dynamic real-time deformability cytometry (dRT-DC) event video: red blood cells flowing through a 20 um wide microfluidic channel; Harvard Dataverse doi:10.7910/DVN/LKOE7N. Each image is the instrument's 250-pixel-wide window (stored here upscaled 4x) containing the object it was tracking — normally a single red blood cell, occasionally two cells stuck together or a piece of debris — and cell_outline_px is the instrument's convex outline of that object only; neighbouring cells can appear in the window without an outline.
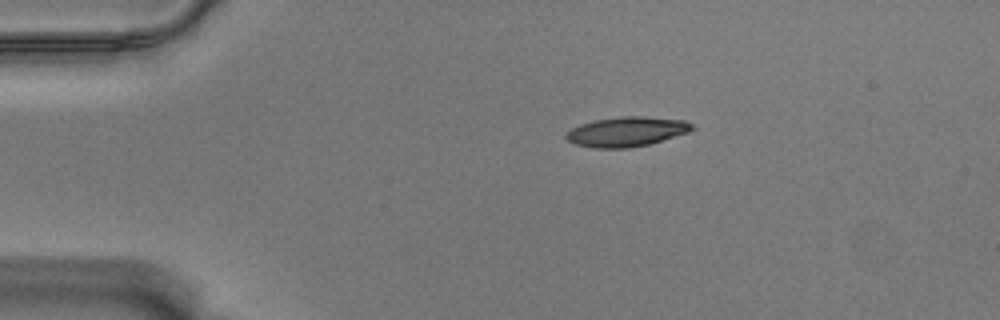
{"species": "Egyptian fruit bat (a non-hibernating species)", "species_latin": "Rousettus aegyptiacus", "temperature_condition": "warm", "stored_images_in_passage": 47, "camera_frame_rate_fps": 3000, "um_per_image_px": 0.085, "animal": {"sex": "male"}, "frame": {"image": 1, "passage_image": 1, "time_ms": 0.0, "image_size_px": [1000, 320], "cell_outline_px": [[696, 128], [688, 132], [648, 144], [628, 148], [596, 148], [576, 144], [568, 140], [564, 136], [572, 128], [580, 124], [596, 120], [624, 116], [644, 116], [684, 120], [692, 124]], "centroid_in_image_um": [53.27, 11.19], "position_along_channel_um": 31.7, "area_um2": 21.56}}
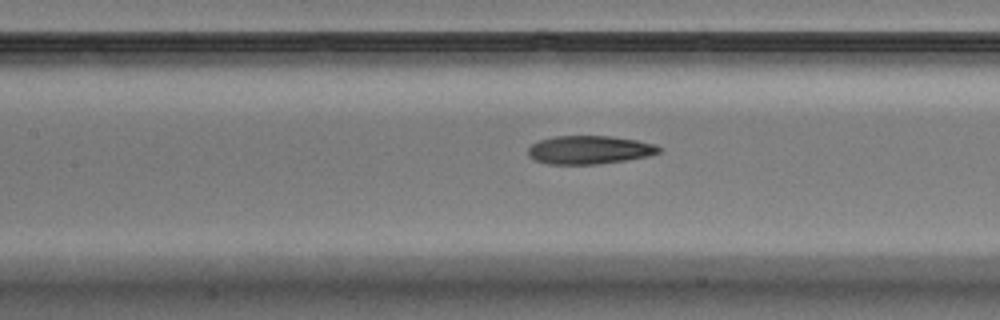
{"frame": {"image": 2, "passage_image": 16, "time_ms": 5.0, "image_size_px": [1000, 320], "cell_outline_px": [[660, 152], [648, 156], [624, 160], [596, 164], [548, 164], [536, 160], [528, 156], [528, 148], [532, 144], [540, 140], [556, 136], [612, 136], [636, 140], [656, 144], [660, 148]], "centroid_in_image_um": [50.09, 12.73], "position_along_channel_um": 157.3, "area_um2": 21.5}}
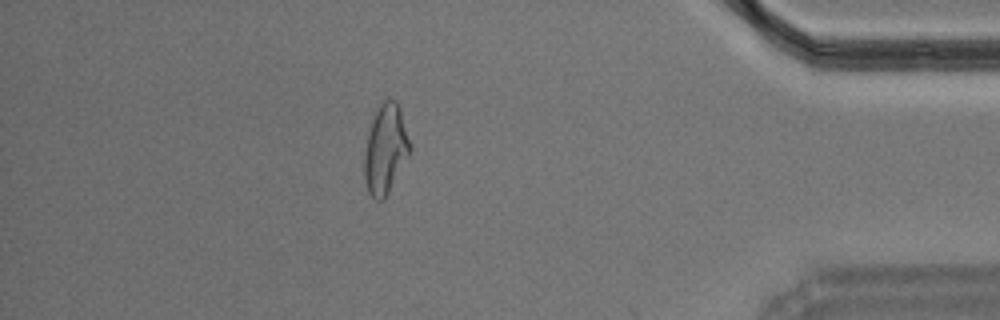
{"frame": {"image": 3, "passage_image": 40, "time_ms": 13.0, "image_size_px": [1000, 320], "cell_outline_px": [[412, 152], [388, 192], [380, 200], [376, 200], [368, 192], [364, 180], [364, 152], [368, 132], [372, 116], [380, 104], [388, 96], [396, 100], [400, 108], [412, 144]], "centroid_in_image_um": [32.78, 12.62], "position_along_channel_um": 402.4, "area_um2": 24.22}, "authors_computed_cell_mechanics": {"area_um2": 22.253, "velocity_mm_per_s": 3.5427, "shape_relaxation_time_tau1_ms": null, "shape_relaxation_time_tau2_ms": 4.0645, "deformation_change_tau1": null, "deformation_change_tau2": 0.1306}}